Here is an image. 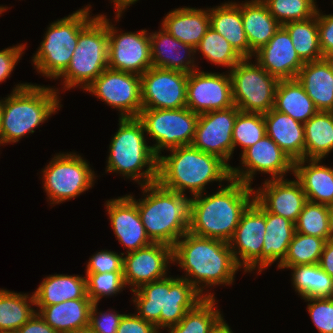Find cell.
<instances>
[{
    "label": "cell",
    "mask_w": 333,
    "mask_h": 333,
    "mask_svg": "<svg viewBox=\"0 0 333 333\" xmlns=\"http://www.w3.org/2000/svg\"><path fill=\"white\" fill-rule=\"evenodd\" d=\"M172 260L186 272L181 278L190 282L204 297H215L204 288L233 284L240 269L228 242L190 232L172 247Z\"/></svg>",
    "instance_id": "6da1fadb"
},
{
    "label": "cell",
    "mask_w": 333,
    "mask_h": 333,
    "mask_svg": "<svg viewBox=\"0 0 333 333\" xmlns=\"http://www.w3.org/2000/svg\"><path fill=\"white\" fill-rule=\"evenodd\" d=\"M253 201L254 188L234 179L211 195L194 196L188 232L229 242L243 212Z\"/></svg>",
    "instance_id": "7a4b0ae2"
},
{
    "label": "cell",
    "mask_w": 333,
    "mask_h": 333,
    "mask_svg": "<svg viewBox=\"0 0 333 333\" xmlns=\"http://www.w3.org/2000/svg\"><path fill=\"white\" fill-rule=\"evenodd\" d=\"M167 156H158L157 182L164 188L191 196L203 194L208 183L229 181L231 167L218 156L205 153L192 145L169 149Z\"/></svg>",
    "instance_id": "3957f363"
},
{
    "label": "cell",
    "mask_w": 333,
    "mask_h": 333,
    "mask_svg": "<svg viewBox=\"0 0 333 333\" xmlns=\"http://www.w3.org/2000/svg\"><path fill=\"white\" fill-rule=\"evenodd\" d=\"M143 199L136 200L142 224L153 243L173 247L188 232L191 223L193 196L168 190L158 182L140 186ZM147 194V195H146Z\"/></svg>",
    "instance_id": "277c9868"
},
{
    "label": "cell",
    "mask_w": 333,
    "mask_h": 333,
    "mask_svg": "<svg viewBox=\"0 0 333 333\" xmlns=\"http://www.w3.org/2000/svg\"><path fill=\"white\" fill-rule=\"evenodd\" d=\"M58 90L36 83L17 84L11 94L2 99L0 145L16 143L23 136L33 134L37 126L60 110Z\"/></svg>",
    "instance_id": "5b68a950"
},
{
    "label": "cell",
    "mask_w": 333,
    "mask_h": 333,
    "mask_svg": "<svg viewBox=\"0 0 333 333\" xmlns=\"http://www.w3.org/2000/svg\"><path fill=\"white\" fill-rule=\"evenodd\" d=\"M137 315L160 329L178 324L205 297L186 279L167 276L132 290Z\"/></svg>",
    "instance_id": "8992f818"
},
{
    "label": "cell",
    "mask_w": 333,
    "mask_h": 333,
    "mask_svg": "<svg viewBox=\"0 0 333 333\" xmlns=\"http://www.w3.org/2000/svg\"><path fill=\"white\" fill-rule=\"evenodd\" d=\"M118 125L109 145L105 171L121 174L140 186L157 182L158 156L146 142L141 121L137 117H119Z\"/></svg>",
    "instance_id": "52a82bcc"
},
{
    "label": "cell",
    "mask_w": 333,
    "mask_h": 333,
    "mask_svg": "<svg viewBox=\"0 0 333 333\" xmlns=\"http://www.w3.org/2000/svg\"><path fill=\"white\" fill-rule=\"evenodd\" d=\"M90 4L52 22L46 30L32 62L38 73L57 79L68 67L77 47L79 32L94 18Z\"/></svg>",
    "instance_id": "ba28073f"
},
{
    "label": "cell",
    "mask_w": 333,
    "mask_h": 333,
    "mask_svg": "<svg viewBox=\"0 0 333 333\" xmlns=\"http://www.w3.org/2000/svg\"><path fill=\"white\" fill-rule=\"evenodd\" d=\"M108 68L107 16L98 14L79 32L77 47L61 78L64 90H85Z\"/></svg>",
    "instance_id": "9c48e42d"
},
{
    "label": "cell",
    "mask_w": 333,
    "mask_h": 333,
    "mask_svg": "<svg viewBox=\"0 0 333 333\" xmlns=\"http://www.w3.org/2000/svg\"><path fill=\"white\" fill-rule=\"evenodd\" d=\"M81 155L58 153L42 170L44 191L51 205L75 199L94 185L95 172Z\"/></svg>",
    "instance_id": "30bf717a"
},
{
    "label": "cell",
    "mask_w": 333,
    "mask_h": 333,
    "mask_svg": "<svg viewBox=\"0 0 333 333\" xmlns=\"http://www.w3.org/2000/svg\"><path fill=\"white\" fill-rule=\"evenodd\" d=\"M199 114L188 107L180 109L142 108L138 115L146 135L155 140L152 149L157 156L161 151L191 145Z\"/></svg>",
    "instance_id": "8fae6325"
},
{
    "label": "cell",
    "mask_w": 333,
    "mask_h": 333,
    "mask_svg": "<svg viewBox=\"0 0 333 333\" xmlns=\"http://www.w3.org/2000/svg\"><path fill=\"white\" fill-rule=\"evenodd\" d=\"M234 105L242 112L266 113L274 108L279 80L256 61L243 58L229 70Z\"/></svg>",
    "instance_id": "7c38bea8"
},
{
    "label": "cell",
    "mask_w": 333,
    "mask_h": 333,
    "mask_svg": "<svg viewBox=\"0 0 333 333\" xmlns=\"http://www.w3.org/2000/svg\"><path fill=\"white\" fill-rule=\"evenodd\" d=\"M85 91L116 108L120 118L138 117L142 110L140 75L107 68Z\"/></svg>",
    "instance_id": "4fadbf2b"
},
{
    "label": "cell",
    "mask_w": 333,
    "mask_h": 333,
    "mask_svg": "<svg viewBox=\"0 0 333 333\" xmlns=\"http://www.w3.org/2000/svg\"><path fill=\"white\" fill-rule=\"evenodd\" d=\"M266 233V210L254 199L243 212L232 239L228 242L233 257L244 272L261 273V251ZM257 267V268H256Z\"/></svg>",
    "instance_id": "5bb4252c"
},
{
    "label": "cell",
    "mask_w": 333,
    "mask_h": 333,
    "mask_svg": "<svg viewBox=\"0 0 333 333\" xmlns=\"http://www.w3.org/2000/svg\"><path fill=\"white\" fill-rule=\"evenodd\" d=\"M109 20L108 68L141 76L152 67L149 32L144 29L118 33L117 27Z\"/></svg>",
    "instance_id": "9a60e30c"
},
{
    "label": "cell",
    "mask_w": 333,
    "mask_h": 333,
    "mask_svg": "<svg viewBox=\"0 0 333 333\" xmlns=\"http://www.w3.org/2000/svg\"><path fill=\"white\" fill-rule=\"evenodd\" d=\"M240 159L242 166L231 167V178L249 186L257 171L271 175L270 179H284L289 171L294 174V162L268 135L241 153Z\"/></svg>",
    "instance_id": "2e32d148"
},
{
    "label": "cell",
    "mask_w": 333,
    "mask_h": 333,
    "mask_svg": "<svg viewBox=\"0 0 333 333\" xmlns=\"http://www.w3.org/2000/svg\"><path fill=\"white\" fill-rule=\"evenodd\" d=\"M240 112L237 106L199 114L192 146L200 151L218 156L230 167L233 155L232 131Z\"/></svg>",
    "instance_id": "e0dca14e"
},
{
    "label": "cell",
    "mask_w": 333,
    "mask_h": 333,
    "mask_svg": "<svg viewBox=\"0 0 333 333\" xmlns=\"http://www.w3.org/2000/svg\"><path fill=\"white\" fill-rule=\"evenodd\" d=\"M140 77L142 108L186 107L187 73L151 67Z\"/></svg>",
    "instance_id": "ac0fdd59"
},
{
    "label": "cell",
    "mask_w": 333,
    "mask_h": 333,
    "mask_svg": "<svg viewBox=\"0 0 333 333\" xmlns=\"http://www.w3.org/2000/svg\"><path fill=\"white\" fill-rule=\"evenodd\" d=\"M234 106L231 77L199 69L188 74L186 107L197 114Z\"/></svg>",
    "instance_id": "d6986e66"
},
{
    "label": "cell",
    "mask_w": 333,
    "mask_h": 333,
    "mask_svg": "<svg viewBox=\"0 0 333 333\" xmlns=\"http://www.w3.org/2000/svg\"><path fill=\"white\" fill-rule=\"evenodd\" d=\"M173 263L172 247L162 243H151L123 257V279L131 291L145 283L167 277L168 266Z\"/></svg>",
    "instance_id": "ffe728a7"
},
{
    "label": "cell",
    "mask_w": 333,
    "mask_h": 333,
    "mask_svg": "<svg viewBox=\"0 0 333 333\" xmlns=\"http://www.w3.org/2000/svg\"><path fill=\"white\" fill-rule=\"evenodd\" d=\"M263 186V187H262ZM254 199L268 212L296 223L307 197L301 183L288 179H267L257 190Z\"/></svg>",
    "instance_id": "44dd1931"
},
{
    "label": "cell",
    "mask_w": 333,
    "mask_h": 333,
    "mask_svg": "<svg viewBox=\"0 0 333 333\" xmlns=\"http://www.w3.org/2000/svg\"><path fill=\"white\" fill-rule=\"evenodd\" d=\"M112 230L125 253L136 251L153 243L142 224L137 204L126 194L105 202Z\"/></svg>",
    "instance_id": "7402d4cb"
},
{
    "label": "cell",
    "mask_w": 333,
    "mask_h": 333,
    "mask_svg": "<svg viewBox=\"0 0 333 333\" xmlns=\"http://www.w3.org/2000/svg\"><path fill=\"white\" fill-rule=\"evenodd\" d=\"M254 57V61L278 80L296 78L305 64L295 51L291 37L283 26H280Z\"/></svg>",
    "instance_id": "603a6c76"
},
{
    "label": "cell",
    "mask_w": 333,
    "mask_h": 333,
    "mask_svg": "<svg viewBox=\"0 0 333 333\" xmlns=\"http://www.w3.org/2000/svg\"><path fill=\"white\" fill-rule=\"evenodd\" d=\"M149 34L152 67L187 74L199 69L194 63L195 49L191 45L174 38L162 27L161 30Z\"/></svg>",
    "instance_id": "cb8c5ba5"
},
{
    "label": "cell",
    "mask_w": 333,
    "mask_h": 333,
    "mask_svg": "<svg viewBox=\"0 0 333 333\" xmlns=\"http://www.w3.org/2000/svg\"><path fill=\"white\" fill-rule=\"evenodd\" d=\"M268 135L293 161L304 159V123L274 108L263 114Z\"/></svg>",
    "instance_id": "d4e9b609"
},
{
    "label": "cell",
    "mask_w": 333,
    "mask_h": 333,
    "mask_svg": "<svg viewBox=\"0 0 333 333\" xmlns=\"http://www.w3.org/2000/svg\"><path fill=\"white\" fill-rule=\"evenodd\" d=\"M321 161L322 159L298 160L294 162L293 175L301 183L307 201L332 207L333 168L321 165Z\"/></svg>",
    "instance_id": "484cf974"
},
{
    "label": "cell",
    "mask_w": 333,
    "mask_h": 333,
    "mask_svg": "<svg viewBox=\"0 0 333 333\" xmlns=\"http://www.w3.org/2000/svg\"><path fill=\"white\" fill-rule=\"evenodd\" d=\"M161 25L174 38L195 49L210 27L209 9L175 8L164 17Z\"/></svg>",
    "instance_id": "4316f807"
},
{
    "label": "cell",
    "mask_w": 333,
    "mask_h": 333,
    "mask_svg": "<svg viewBox=\"0 0 333 333\" xmlns=\"http://www.w3.org/2000/svg\"><path fill=\"white\" fill-rule=\"evenodd\" d=\"M93 302L90 299H73L51 306H36V312L58 333L88 329L90 310Z\"/></svg>",
    "instance_id": "83f0119b"
},
{
    "label": "cell",
    "mask_w": 333,
    "mask_h": 333,
    "mask_svg": "<svg viewBox=\"0 0 333 333\" xmlns=\"http://www.w3.org/2000/svg\"><path fill=\"white\" fill-rule=\"evenodd\" d=\"M241 16L250 46V58H253L252 56L269 42L281 25L261 0L242 1Z\"/></svg>",
    "instance_id": "f1b7e54d"
},
{
    "label": "cell",
    "mask_w": 333,
    "mask_h": 333,
    "mask_svg": "<svg viewBox=\"0 0 333 333\" xmlns=\"http://www.w3.org/2000/svg\"><path fill=\"white\" fill-rule=\"evenodd\" d=\"M296 79L318 111L333 112V72L324 58L305 62Z\"/></svg>",
    "instance_id": "f546056e"
},
{
    "label": "cell",
    "mask_w": 333,
    "mask_h": 333,
    "mask_svg": "<svg viewBox=\"0 0 333 333\" xmlns=\"http://www.w3.org/2000/svg\"><path fill=\"white\" fill-rule=\"evenodd\" d=\"M210 27L222 35L242 58H250V46L243 28L241 3L224 2L209 8Z\"/></svg>",
    "instance_id": "4dcf8cb0"
},
{
    "label": "cell",
    "mask_w": 333,
    "mask_h": 333,
    "mask_svg": "<svg viewBox=\"0 0 333 333\" xmlns=\"http://www.w3.org/2000/svg\"><path fill=\"white\" fill-rule=\"evenodd\" d=\"M35 306H51L87 296L86 276L54 274L43 278L33 293Z\"/></svg>",
    "instance_id": "1f68e13d"
},
{
    "label": "cell",
    "mask_w": 333,
    "mask_h": 333,
    "mask_svg": "<svg viewBox=\"0 0 333 333\" xmlns=\"http://www.w3.org/2000/svg\"><path fill=\"white\" fill-rule=\"evenodd\" d=\"M295 233V223L266 211V233L261 251V271L284 260Z\"/></svg>",
    "instance_id": "d6a6232c"
},
{
    "label": "cell",
    "mask_w": 333,
    "mask_h": 333,
    "mask_svg": "<svg viewBox=\"0 0 333 333\" xmlns=\"http://www.w3.org/2000/svg\"><path fill=\"white\" fill-rule=\"evenodd\" d=\"M274 109L302 123L307 122L318 110L296 79L279 80L275 92Z\"/></svg>",
    "instance_id": "836d02e7"
},
{
    "label": "cell",
    "mask_w": 333,
    "mask_h": 333,
    "mask_svg": "<svg viewBox=\"0 0 333 333\" xmlns=\"http://www.w3.org/2000/svg\"><path fill=\"white\" fill-rule=\"evenodd\" d=\"M304 159H323L333 151V112L318 111L304 123Z\"/></svg>",
    "instance_id": "e575fe53"
},
{
    "label": "cell",
    "mask_w": 333,
    "mask_h": 333,
    "mask_svg": "<svg viewBox=\"0 0 333 333\" xmlns=\"http://www.w3.org/2000/svg\"><path fill=\"white\" fill-rule=\"evenodd\" d=\"M215 297H205L182 320L168 329L169 333H215L225 322Z\"/></svg>",
    "instance_id": "d590c367"
},
{
    "label": "cell",
    "mask_w": 333,
    "mask_h": 333,
    "mask_svg": "<svg viewBox=\"0 0 333 333\" xmlns=\"http://www.w3.org/2000/svg\"><path fill=\"white\" fill-rule=\"evenodd\" d=\"M34 295L0 288V331L16 332L35 313Z\"/></svg>",
    "instance_id": "8d00e7d4"
},
{
    "label": "cell",
    "mask_w": 333,
    "mask_h": 333,
    "mask_svg": "<svg viewBox=\"0 0 333 333\" xmlns=\"http://www.w3.org/2000/svg\"><path fill=\"white\" fill-rule=\"evenodd\" d=\"M292 284L302 299L333 297V277L319 264H304L289 267Z\"/></svg>",
    "instance_id": "74e56055"
},
{
    "label": "cell",
    "mask_w": 333,
    "mask_h": 333,
    "mask_svg": "<svg viewBox=\"0 0 333 333\" xmlns=\"http://www.w3.org/2000/svg\"><path fill=\"white\" fill-rule=\"evenodd\" d=\"M283 27L288 31L295 51L304 62L323 58L319 43L317 15L305 21L286 23Z\"/></svg>",
    "instance_id": "f35d334b"
},
{
    "label": "cell",
    "mask_w": 333,
    "mask_h": 333,
    "mask_svg": "<svg viewBox=\"0 0 333 333\" xmlns=\"http://www.w3.org/2000/svg\"><path fill=\"white\" fill-rule=\"evenodd\" d=\"M325 240L316 236L295 232L284 260L278 269L304 264H318Z\"/></svg>",
    "instance_id": "ab89813d"
},
{
    "label": "cell",
    "mask_w": 333,
    "mask_h": 333,
    "mask_svg": "<svg viewBox=\"0 0 333 333\" xmlns=\"http://www.w3.org/2000/svg\"><path fill=\"white\" fill-rule=\"evenodd\" d=\"M197 51L201 52L211 63L225 66L230 70L243 59L231 44L212 27L207 29L206 34L195 48V53Z\"/></svg>",
    "instance_id": "60d3db41"
},
{
    "label": "cell",
    "mask_w": 333,
    "mask_h": 333,
    "mask_svg": "<svg viewBox=\"0 0 333 333\" xmlns=\"http://www.w3.org/2000/svg\"><path fill=\"white\" fill-rule=\"evenodd\" d=\"M266 135V126L262 113L240 111L235 119L232 131L233 153L241 146L242 153Z\"/></svg>",
    "instance_id": "b9f144b4"
},
{
    "label": "cell",
    "mask_w": 333,
    "mask_h": 333,
    "mask_svg": "<svg viewBox=\"0 0 333 333\" xmlns=\"http://www.w3.org/2000/svg\"><path fill=\"white\" fill-rule=\"evenodd\" d=\"M330 206L307 201L295 223V232L328 240Z\"/></svg>",
    "instance_id": "7bdbcfd3"
},
{
    "label": "cell",
    "mask_w": 333,
    "mask_h": 333,
    "mask_svg": "<svg viewBox=\"0 0 333 333\" xmlns=\"http://www.w3.org/2000/svg\"><path fill=\"white\" fill-rule=\"evenodd\" d=\"M270 14L281 26L289 22L305 21L316 15V0H262Z\"/></svg>",
    "instance_id": "ee69618b"
},
{
    "label": "cell",
    "mask_w": 333,
    "mask_h": 333,
    "mask_svg": "<svg viewBox=\"0 0 333 333\" xmlns=\"http://www.w3.org/2000/svg\"><path fill=\"white\" fill-rule=\"evenodd\" d=\"M86 286L87 296L93 303H99L105 296L116 295L126 287L123 272L86 273Z\"/></svg>",
    "instance_id": "f6af8a7d"
},
{
    "label": "cell",
    "mask_w": 333,
    "mask_h": 333,
    "mask_svg": "<svg viewBox=\"0 0 333 333\" xmlns=\"http://www.w3.org/2000/svg\"><path fill=\"white\" fill-rule=\"evenodd\" d=\"M304 300L308 302V313L318 332L333 333V297L306 298Z\"/></svg>",
    "instance_id": "bcb514c9"
},
{
    "label": "cell",
    "mask_w": 333,
    "mask_h": 333,
    "mask_svg": "<svg viewBox=\"0 0 333 333\" xmlns=\"http://www.w3.org/2000/svg\"><path fill=\"white\" fill-rule=\"evenodd\" d=\"M124 254L101 250L89 258L86 273L123 272Z\"/></svg>",
    "instance_id": "7dc6e473"
},
{
    "label": "cell",
    "mask_w": 333,
    "mask_h": 333,
    "mask_svg": "<svg viewBox=\"0 0 333 333\" xmlns=\"http://www.w3.org/2000/svg\"><path fill=\"white\" fill-rule=\"evenodd\" d=\"M98 303H93L90 310L89 329L94 333H117L124 314L117 311L98 312Z\"/></svg>",
    "instance_id": "c3c4849f"
},
{
    "label": "cell",
    "mask_w": 333,
    "mask_h": 333,
    "mask_svg": "<svg viewBox=\"0 0 333 333\" xmlns=\"http://www.w3.org/2000/svg\"><path fill=\"white\" fill-rule=\"evenodd\" d=\"M25 48L26 44L22 43L0 50V83L10 77Z\"/></svg>",
    "instance_id": "681fc988"
},
{
    "label": "cell",
    "mask_w": 333,
    "mask_h": 333,
    "mask_svg": "<svg viewBox=\"0 0 333 333\" xmlns=\"http://www.w3.org/2000/svg\"><path fill=\"white\" fill-rule=\"evenodd\" d=\"M320 48L323 56L333 51V14L324 15L317 9Z\"/></svg>",
    "instance_id": "f907efd6"
},
{
    "label": "cell",
    "mask_w": 333,
    "mask_h": 333,
    "mask_svg": "<svg viewBox=\"0 0 333 333\" xmlns=\"http://www.w3.org/2000/svg\"><path fill=\"white\" fill-rule=\"evenodd\" d=\"M156 326L135 314H124L117 333H160Z\"/></svg>",
    "instance_id": "816d5d0a"
},
{
    "label": "cell",
    "mask_w": 333,
    "mask_h": 333,
    "mask_svg": "<svg viewBox=\"0 0 333 333\" xmlns=\"http://www.w3.org/2000/svg\"><path fill=\"white\" fill-rule=\"evenodd\" d=\"M15 333H58L52 329L36 312L21 328Z\"/></svg>",
    "instance_id": "f5cc1de1"
},
{
    "label": "cell",
    "mask_w": 333,
    "mask_h": 333,
    "mask_svg": "<svg viewBox=\"0 0 333 333\" xmlns=\"http://www.w3.org/2000/svg\"><path fill=\"white\" fill-rule=\"evenodd\" d=\"M318 264L321 269L333 277V242L328 240L325 242Z\"/></svg>",
    "instance_id": "db71d44e"
},
{
    "label": "cell",
    "mask_w": 333,
    "mask_h": 333,
    "mask_svg": "<svg viewBox=\"0 0 333 333\" xmlns=\"http://www.w3.org/2000/svg\"><path fill=\"white\" fill-rule=\"evenodd\" d=\"M139 0H111V3L113 2L115 9V18L117 19L116 21H119V18L122 16V12L130 7V5L136 3ZM129 6V7H128Z\"/></svg>",
    "instance_id": "11a10c76"
},
{
    "label": "cell",
    "mask_w": 333,
    "mask_h": 333,
    "mask_svg": "<svg viewBox=\"0 0 333 333\" xmlns=\"http://www.w3.org/2000/svg\"><path fill=\"white\" fill-rule=\"evenodd\" d=\"M328 241L333 242V206L330 207V213H329V235H328Z\"/></svg>",
    "instance_id": "9f6ffc18"
},
{
    "label": "cell",
    "mask_w": 333,
    "mask_h": 333,
    "mask_svg": "<svg viewBox=\"0 0 333 333\" xmlns=\"http://www.w3.org/2000/svg\"><path fill=\"white\" fill-rule=\"evenodd\" d=\"M215 333H233V331L225 321Z\"/></svg>",
    "instance_id": "6f0895ef"
},
{
    "label": "cell",
    "mask_w": 333,
    "mask_h": 333,
    "mask_svg": "<svg viewBox=\"0 0 333 333\" xmlns=\"http://www.w3.org/2000/svg\"><path fill=\"white\" fill-rule=\"evenodd\" d=\"M323 58L326 60V62L329 64L331 71L333 72V51L324 55Z\"/></svg>",
    "instance_id": "680465c9"
},
{
    "label": "cell",
    "mask_w": 333,
    "mask_h": 333,
    "mask_svg": "<svg viewBox=\"0 0 333 333\" xmlns=\"http://www.w3.org/2000/svg\"><path fill=\"white\" fill-rule=\"evenodd\" d=\"M65 333H94L89 328L88 329H82V330H76V331H70Z\"/></svg>",
    "instance_id": "91938a15"
},
{
    "label": "cell",
    "mask_w": 333,
    "mask_h": 333,
    "mask_svg": "<svg viewBox=\"0 0 333 333\" xmlns=\"http://www.w3.org/2000/svg\"><path fill=\"white\" fill-rule=\"evenodd\" d=\"M9 7H4V6H0V15H2V13L4 12V11H6L7 9H8Z\"/></svg>",
    "instance_id": "94428289"
},
{
    "label": "cell",
    "mask_w": 333,
    "mask_h": 333,
    "mask_svg": "<svg viewBox=\"0 0 333 333\" xmlns=\"http://www.w3.org/2000/svg\"><path fill=\"white\" fill-rule=\"evenodd\" d=\"M2 100L0 99V114H1Z\"/></svg>",
    "instance_id": "6125c7cd"
},
{
    "label": "cell",
    "mask_w": 333,
    "mask_h": 333,
    "mask_svg": "<svg viewBox=\"0 0 333 333\" xmlns=\"http://www.w3.org/2000/svg\"><path fill=\"white\" fill-rule=\"evenodd\" d=\"M0 333H14V332H2V331H0Z\"/></svg>",
    "instance_id": "be15d7a7"
}]
</instances>
